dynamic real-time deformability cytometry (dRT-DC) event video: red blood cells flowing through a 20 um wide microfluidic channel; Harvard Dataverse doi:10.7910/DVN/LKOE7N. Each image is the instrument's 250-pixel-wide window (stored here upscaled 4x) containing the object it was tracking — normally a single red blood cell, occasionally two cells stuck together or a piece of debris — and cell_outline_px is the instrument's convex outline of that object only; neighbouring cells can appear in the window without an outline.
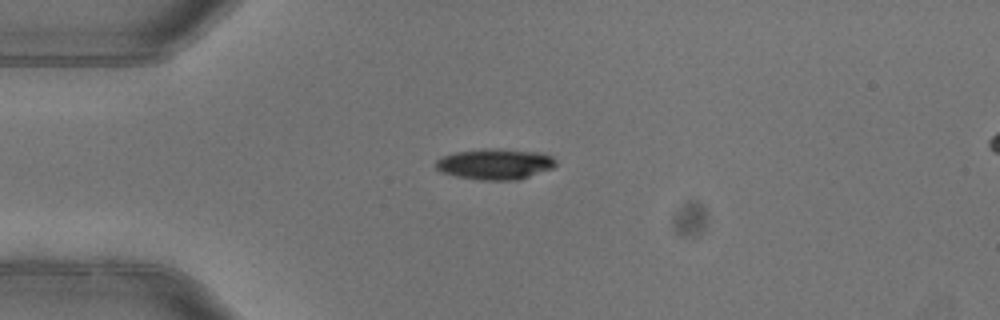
{"species": "common noctule bat (a hibernating species)", "species_latin": "Nyctalus noctula", "temperature_condition": "warm", "stored_images_in_passage": 3, "camera_frame_rate_fps": 3000, "um_per_image_px": 0.085, "animal": {"sex": "female"}, "frame": {"image": 1, "passage_image": 1, "time_ms": 0.0, "image_size_px": [1000, 320], "cell_outline_px": [[556, 164], [552, 168], [516, 180], [480, 180], [456, 176], [440, 172], [436, 168], [436, 160], [440, 156], [456, 152], [484, 148], [496, 148], [540, 152], [552, 156], [556, 160]], "centroid_in_image_um": [42.05, 13.93], "position_along_channel_um": 43.0, "area_um2": 21.62}}